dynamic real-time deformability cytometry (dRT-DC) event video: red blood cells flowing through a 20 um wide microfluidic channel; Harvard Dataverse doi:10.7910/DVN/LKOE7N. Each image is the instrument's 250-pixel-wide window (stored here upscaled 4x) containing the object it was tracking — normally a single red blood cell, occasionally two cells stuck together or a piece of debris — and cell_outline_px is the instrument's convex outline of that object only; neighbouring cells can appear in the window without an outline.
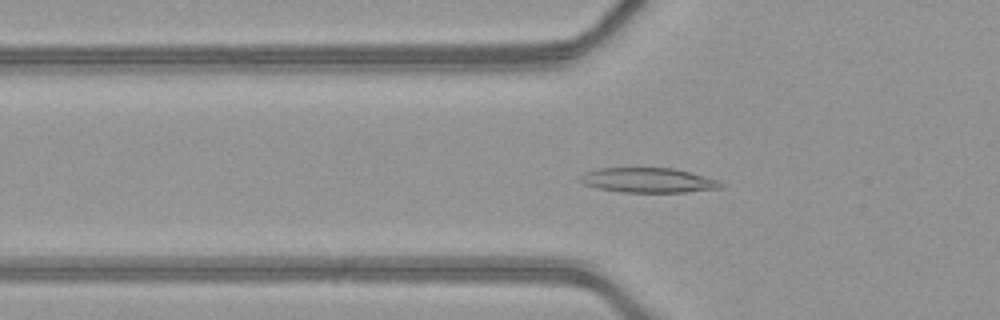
{"species": "common noctule bat (a hibernating species)", "species_latin": "Nyctalus noctula", "temperature_condition": "warm", "stored_images_in_passage": 47, "camera_frame_rate_fps": 3000, "um_per_image_px": 0.085, "animal": {"sex": "female", "body_mass_g": 21.9}, "frame": {"image": 1, "passage_image": 15, "time_ms": 4.667, "image_size_px": [1000, 320], "cell_outline_px": [[724, 188], [684, 192], [620, 192], [600, 188], [584, 184], [580, 180], [584, 172], [600, 168], [672, 168], [688, 172], [716, 180], [724, 184]], "centroid_in_image_um": [55.1, 15.32], "position_along_channel_um": 70.7, "area_um2": 20.0}}
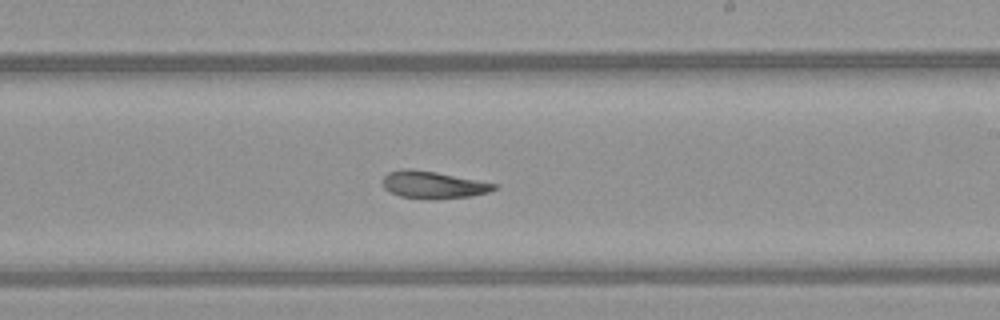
{"frame": {"image": 2, "passage_image": 28, "time_ms": 9.0, "image_size_px": [1000, 320], "cell_outline_px": [[496, 188], [488, 192], [472, 196], [436, 200], [428, 200], [400, 196], [384, 188], [384, 176], [388, 172], [400, 168], [412, 168], [436, 172], [496, 184]], "centroid_in_image_um": [36.79, 15.71], "position_along_channel_um": 252.2, "area_um2": 17.74}}
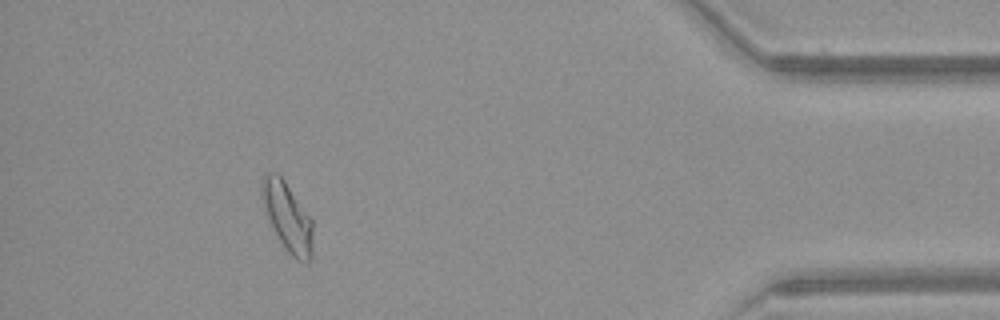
{"frame": {"image": 3, "passage_image": 43, "time_ms": 14.0, "image_size_px": [1000, 320], "cell_outline_px": [[312, 260], [308, 264], [304, 264], [296, 260], [288, 252], [280, 240], [268, 216], [260, 196], [260, 184], [264, 176], [268, 172], [276, 172], [284, 180], [312, 220]], "centroid_in_image_um": [24.45, 18.46], "position_along_channel_um": 410.8, "area_um2": 20.23}, "authors_computed_cell_mechanics": {"area_um2": 19.1896, "velocity_mm_per_s": 4.1819, "shape_relaxation_time_tau1_ms": 6.0109, "shape_relaxation_time_tau2_ms": 1.9914, "deformation_change_tau1": 0.1712, "deformation_change_tau2": 0.0676}}